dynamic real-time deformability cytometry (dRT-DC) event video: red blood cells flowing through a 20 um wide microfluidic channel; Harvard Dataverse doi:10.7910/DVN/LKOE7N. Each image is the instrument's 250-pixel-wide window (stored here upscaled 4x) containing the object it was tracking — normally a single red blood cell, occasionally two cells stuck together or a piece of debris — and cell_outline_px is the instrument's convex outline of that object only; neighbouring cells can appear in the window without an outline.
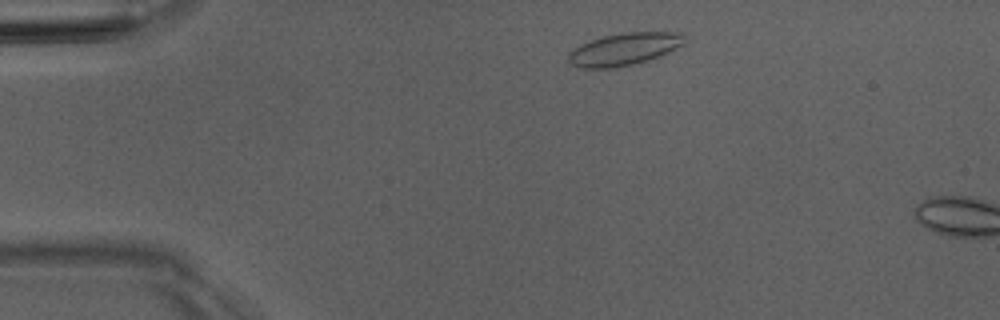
{"species": "Egyptian fruit bat (a non-hibernating species)", "species_latin": "Rousettus aegyptiacus", "temperature_condition": "room temperature", "stored_images_in_passage": 2, "camera_frame_rate_fps": 3000, "um_per_image_px": 0.085, "animal": {"sex": "male"}, "frame": {"image": 1, "passage_image": 1, "time_ms": 0.0, "image_size_px": [1000, 320], "cell_outline_px": [[684, 44], [660, 56], [648, 60], [632, 64], [608, 68], [580, 68], [572, 64], [568, 60], [568, 52], [580, 44], [600, 36], [620, 32], [684, 32]], "centroid_in_image_um": [53.04, 4.15], "position_along_channel_um": 32.0, "area_um2": 22.02}}